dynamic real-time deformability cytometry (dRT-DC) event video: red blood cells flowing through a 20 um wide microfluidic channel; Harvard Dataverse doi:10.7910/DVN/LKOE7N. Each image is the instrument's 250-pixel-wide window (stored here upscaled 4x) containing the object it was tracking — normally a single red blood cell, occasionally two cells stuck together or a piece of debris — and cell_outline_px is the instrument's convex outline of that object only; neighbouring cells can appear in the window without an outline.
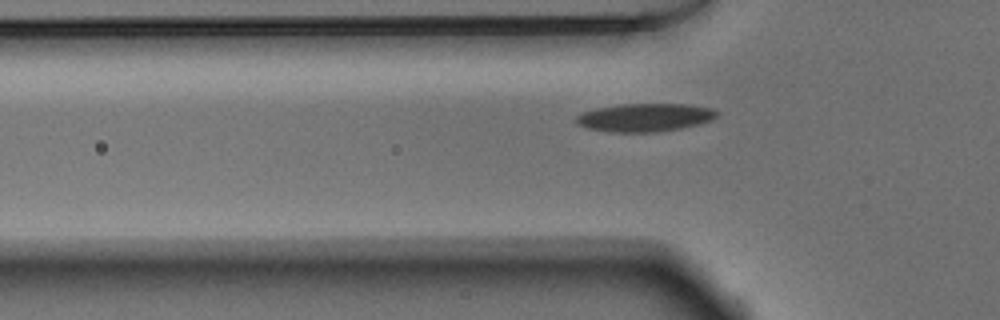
{"species": "Egyptian fruit bat (a non-hibernating species)", "species_latin": "Rousettus aegyptiacus", "temperature_condition": "warm", "stored_images_in_passage": 39, "camera_frame_rate_fps": 3000, "um_per_image_px": 0.085, "animal": {"sex": "male"}, "frame": {"image": 1, "passage_image": 4, "time_ms": 1.0, "image_size_px": [1000, 320], "cell_outline_px": [[720, 112], [712, 120], [700, 124], [680, 128], [656, 132], [612, 132], [588, 128], [576, 124], [576, 116], [584, 112], [596, 108], [620, 104], [688, 104], [712, 108]], "centroid_in_image_um": [54.84, 9.98], "position_along_channel_um": 71.0, "area_um2": 23.12}}
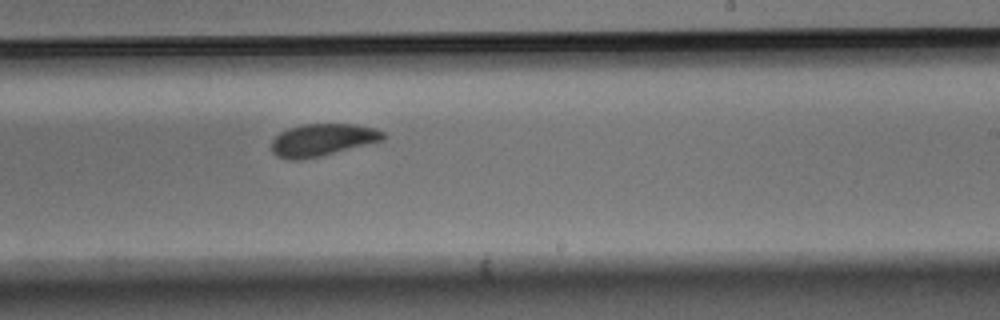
{"frame": {"image": 2, "passage_image": 19, "time_ms": 6.0, "image_size_px": [1000, 320], "cell_outline_px": [[384, 140], [320, 156], [300, 160], [288, 160], [276, 156], [272, 152], [272, 140], [280, 132], [288, 128], [304, 124], [356, 124], [372, 128], [384, 132]], "centroid_in_image_um": [27.37, 11.89], "position_along_channel_um": 261.6, "area_um2": 20.92}}
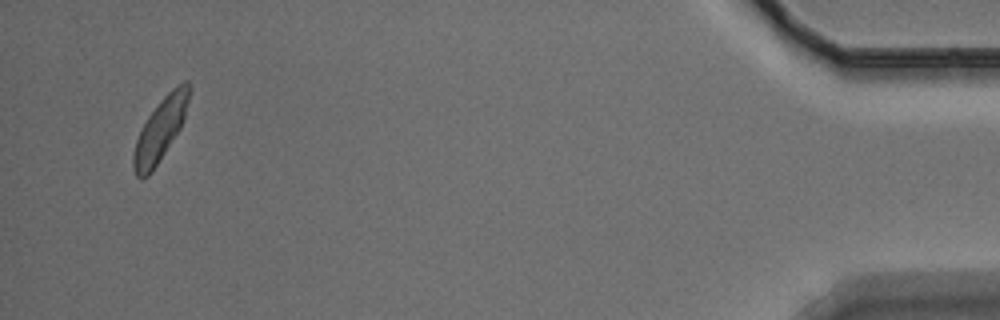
{"frame": {"image": 3, "passage_image": 38, "time_ms": 12.333, "image_size_px": [1000, 320], "cell_outline_px": [[188, 100], [184, 116], [180, 128], [152, 172], [148, 176], [140, 180], [136, 176], [132, 168], [132, 156], [136, 140], [148, 116], [160, 100], [176, 84], [184, 80], [188, 80]], "centroid_in_image_um": [13.58, 11.06], "position_along_channel_um": 421.6, "area_um2": 20.0}}